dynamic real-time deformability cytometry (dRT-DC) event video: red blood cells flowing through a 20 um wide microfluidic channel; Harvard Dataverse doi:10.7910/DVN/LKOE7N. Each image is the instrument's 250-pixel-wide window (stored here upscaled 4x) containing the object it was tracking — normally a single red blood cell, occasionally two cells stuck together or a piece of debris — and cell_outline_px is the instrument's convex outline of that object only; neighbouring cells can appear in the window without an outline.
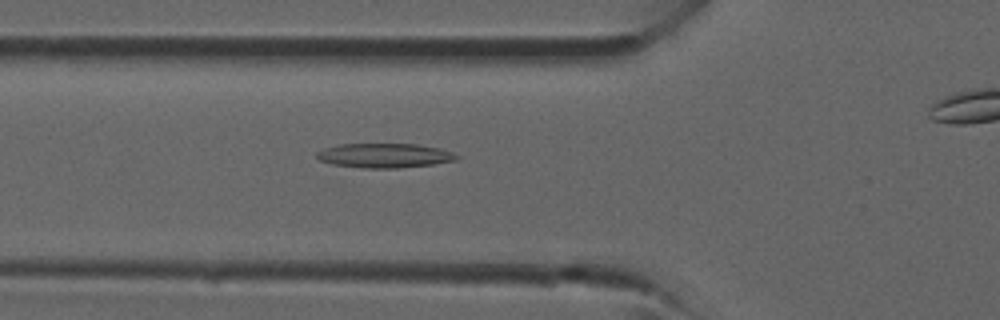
{"species": "common noctule bat (a hibernating species)", "species_latin": "Nyctalus noctula", "temperature_condition": "room temperature", "stored_images_in_passage": 34, "camera_frame_rate_fps": 3000, "um_per_image_px": 0.085, "animal": {"sex": "male", "forearm_length_mm": 52.5}, "frame": {"image": 1, "passage_image": 14, "time_ms": 4.333, "image_size_px": [1000, 320], "cell_outline_px": [[460, 156], [456, 160], [432, 164], [396, 168], [364, 168], [332, 164], [320, 160], [316, 156], [316, 152], [324, 148], [340, 144], [416, 144], [440, 148], [452, 152]], "centroid_in_image_um": [32.68, 13.22], "position_along_channel_um": 93.1, "area_um2": 19.83}}
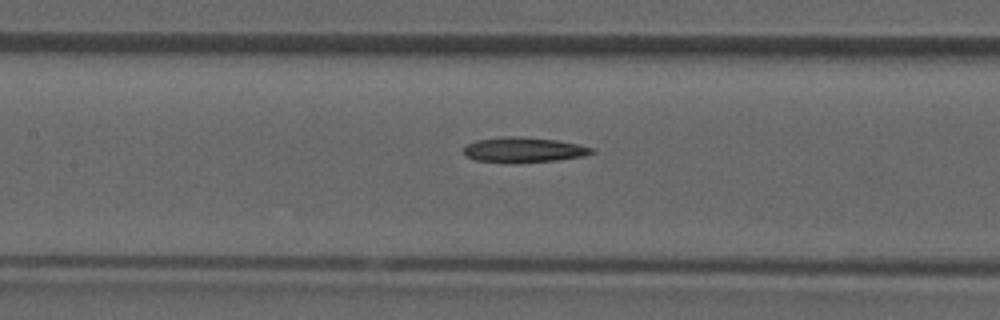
{"frame": {"image": 2, "passage_image": 18, "time_ms": 5.667, "image_size_px": [1000, 320], "cell_outline_px": [[596, 152], [584, 156], [556, 160], [476, 160], [464, 156], [460, 148], [464, 144], [476, 140], [504, 136], [520, 136], [556, 140], [596, 148]], "centroid_in_image_um": [44.48, 12.68], "position_along_channel_um": 162.9, "area_um2": 18.21}}
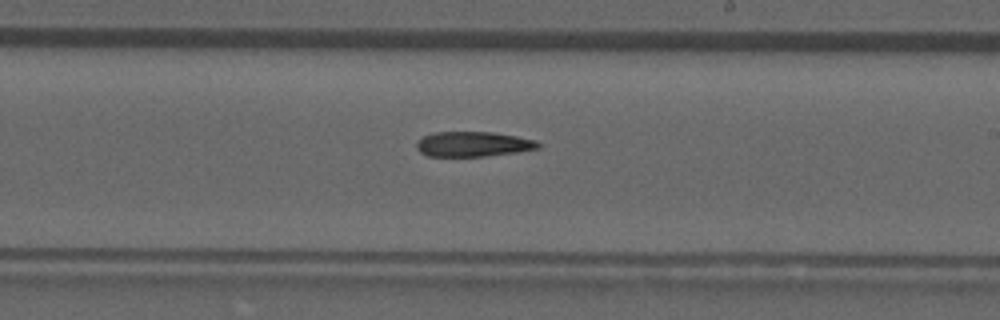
{"frame": {"image": 3, "passage_image": 23, "time_ms": 7.333, "image_size_px": [1000, 320], "cell_outline_px": [[540, 148], [516, 152], [484, 156], [428, 156], [420, 152], [416, 148], [416, 140], [432, 132], [492, 132], [516, 136], [536, 140], [540, 144]], "centroid_in_image_um": [40.18, 12.24], "position_along_channel_um": 248.8, "area_um2": 17.74}}